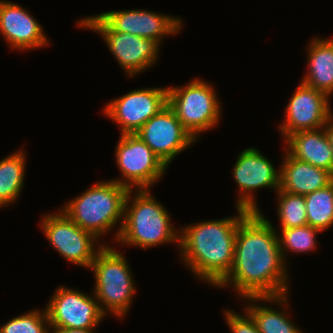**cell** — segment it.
<instances>
[{
  "instance_id": "6da1fadb",
  "label": "cell",
  "mask_w": 333,
  "mask_h": 333,
  "mask_svg": "<svg viewBox=\"0 0 333 333\" xmlns=\"http://www.w3.org/2000/svg\"><path fill=\"white\" fill-rule=\"evenodd\" d=\"M275 227L261 211L249 212L239 222L232 267L216 287L230 284L240 299L288 294V264Z\"/></svg>"
},
{
  "instance_id": "7a4b0ae2",
  "label": "cell",
  "mask_w": 333,
  "mask_h": 333,
  "mask_svg": "<svg viewBox=\"0 0 333 333\" xmlns=\"http://www.w3.org/2000/svg\"><path fill=\"white\" fill-rule=\"evenodd\" d=\"M237 209V216L206 220L179 229V251L183 264L193 275L216 286L230 271L239 222L249 213Z\"/></svg>"
},
{
  "instance_id": "3957f363",
  "label": "cell",
  "mask_w": 333,
  "mask_h": 333,
  "mask_svg": "<svg viewBox=\"0 0 333 333\" xmlns=\"http://www.w3.org/2000/svg\"><path fill=\"white\" fill-rule=\"evenodd\" d=\"M133 190H129L125 200L123 224L116 242L144 250L166 243H177L179 247L180 231L174 228L164 205L149 189Z\"/></svg>"
},
{
  "instance_id": "277c9868",
  "label": "cell",
  "mask_w": 333,
  "mask_h": 333,
  "mask_svg": "<svg viewBox=\"0 0 333 333\" xmlns=\"http://www.w3.org/2000/svg\"><path fill=\"white\" fill-rule=\"evenodd\" d=\"M129 190L113 180H103L67 202L61 211L81 229L94 234L98 239L120 223L114 237L117 240Z\"/></svg>"
},
{
  "instance_id": "5b68a950",
  "label": "cell",
  "mask_w": 333,
  "mask_h": 333,
  "mask_svg": "<svg viewBox=\"0 0 333 333\" xmlns=\"http://www.w3.org/2000/svg\"><path fill=\"white\" fill-rule=\"evenodd\" d=\"M90 269L94 272L93 294L104 314L125 318L136 286L126 257L107 243L97 253Z\"/></svg>"
},
{
  "instance_id": "8992f818",
  "label": "cell",
  "mask_w": 333,
  "mask_h": 333,
  "mask_svg": "<svg viewBox=\"0 0 333 333\" xmlns=\"http://www.w3.org/2000/svg\"><path fill=\"white\" fill-rule=\"evenodd\" d=\"M187 83L168 87L167 104L197 141L200 133L211 130L220 121L222 105L210 82L195 78Z\"/></svg>"
},
{
  "instance_id": "52a82bcc",
  "label": "cell",
  "mask_w": 333,
  "mask_h": 333,
  "mask_svg": "<svg viewBox=\"0 0 333 333\" xmlns=\"http://www.w3.org/2000/svg\"><path fill=\"white\" fill-rule=\"evenodd\" d=\"M77 25L102 36L128 78L148 70L159 58L161 47L156 41L114 31L98 14L81 18Z\"/></svg>"
},
{
  "instance_id": "ba28073f",
  "label": "cell",
  "mask_w": 333,
  "mask_h": 333,
  "mask_svg": "<svg viewBox=\"0 0 333 333\" xmlns=\"http://www.w3.org/2000/svg\"><path fill=\"white\" fill-rule=\"evenodd\" d=\"M58 210L57 213L42 215L40 227L43 234L64 259L74 265L90 269L94 258L105 243H99L94 234L81 229L61 209Z\"/></svg>"
},
{
  "instance_id": "9c48e42d",
  "label": "cell",
  "mask_w": 333,
  "mask_h": 333,
  "mask_svg": "<svg viewBox=\"0 0 333 333\" xmlns=\"http://www.w3.org/2000/svg\"><path fill=\"white\" fill-rule=\"evenodd\" d=\"M119 137L114 154L122 176L111 180L129 189H149L158 183L167 166L136 134Z\"/></svg>"
},
{
  "instance_id": "30bf717a",
  "label": "cell",
  "mask_w": 333,
  "mask_h": 333,
  "mask_svg": "<svg viewBox=\"0 0 333 333\" xmlns=\"http://www.w3.org/2000/svg\"><path fill=\"white\" fill-rule=\"evenodd\" d=\"M50 328L95 329L106 316L95 295L59 286L44 308Z\"/></svg>"
},
{
  "instance_id": "8fae6325",
  "label": "cell",
  "mask_w": 333,
  "mask_h": 333,
  "mask_svg": "<svg viewBox=\"0 0 333 333\" xmlns=\"http://www.w3.org/2000/svg\"><path fill=\"white\" fill-rule=\"evenodd\" d=\"M168 87L135 89L111 99L103 114L119 125L121 135L136 134L141 127L167 105Z\"/></svg>"
},
{
  "instance_id": "7c38bea8",
  "label": "cell",
  "mask_w": 333,
  "mask_h": 333,
  "mask_svg": "<svg viewBox=\"0 0 333 333\" xmlns=\"http://www.w3.org/2000/svg\"><path fill=\"white\" fill-rule=\"evenodd\" d=\"M233 167V178L239 187L236 207L260 212L254 191L261 188H280V168L254 147L241 151Z\"/></svg>"
},
{
  "instance_id": "4fadbf2b",
  "label": "cell",
  "mask_w": 333,
  "mask_h": 333,
  "mask_svg": "<svg viewBox=\"0 0 333 333\" xmlns=\"http://www.w3.org/2000/svg\"><path fill=\"white\" fill-rule=\"evenodd\" d=\"M136 135L167 167L177 155L197 142L168 104L148 120Z\"/></svg>"
},
{
  "instance_id": "5bb4252c",
  "label": "cell",
  "mask_w": 333,
  "mask_h": 333,
  "mask_svg": "<svg viewBox=\"0 0 333 333\" xmlns=\"http://www.w3.org/2000/svg\"><path fill=\"white\" fill-rule=\"evenodd\" d=\"M288 102L284 112L285 120L278 125L283 139L298 131L324 127L333 113L329 97L302 82Z\"/></svg>"
},
{
  "instance_id": "9a60e30c",
  "label": "cell",
  "mask_w": 333,
  "mask_h": 333,
  "mask_svg": "<svg viewBox=\"0 0 333 333\" xmlns=\"http://www.w3.org/2000/svg\"><path fill=\"white\" fill-rule=\"evenodd\" d=\"M98 15L114 31L153 39L159 45L165 36L179 33L183 27L178 17L143 9L106 11Z\"/></svg>"
},
{
  "instance_id": "2e32d148",
  "label": "cell",
  "mask_w": 333,
  "mask_h": 333,
  "mask_svg": "<svg viewBox=\"0 0 333 333\" xmlns=\"http://www.w3.org/2000/svg\"><path fill=\"white\" fill-rule=\"evenodd\" d=\"M24 7L0 0V33L11 49L28 51L49 45V37Z\"/></svg>"
},
{
  "instance_id": "e0dca14e",
  "label": "cell",
  "mask_w": 333,
  "mask_h": 333,
  "mask_svg": "<svg viewBox=\"0 0 333 333\" xmlns=\"http://www.w3.org/2000/svg\"><path fill=\"white\" fill-rule=\"evenodd\" d=\"M283 155V162L279 167L280 190L305 196L333 182V174L326 169L294 158L287 152Z\"/></svg>"
},
{
  "instance_id": "ac0fdd59",
  "label": "cell",
  "mask_w": 333,
  "mask_h": 333,
  "mask_svg": "<svg viewBox=\"0 0 333 333\" xmlns=\"http://www.w3.org/2000/svg\"><path fill=\"white\" fill-rule=\"evenodd\" d=\"M283 141L290 156L333 174V152L324 127L292 133Z\"/></svg>"
},
{
  "instance_id": "d6986e66",
  "label": "cell",
  "mask_w": 333,
  "mask_h": 333,
  "mask_svg": "<svg viewBox=\"0 0 333 333\" xmlns=\"http://www.w3.org/2000/svg\"><path fill=\"white\" fill-rule=\"evenodd\" d=\"M307 46L308 70L301 82L330 98L333 95V39L314 37Z\"/></svg>"
},
{
  "instance_id": "ffe728a7",
  "label": "cell",
  "mask_w": 333,
  "mask_h": 333,
  "mask_svg": "<svg viewBox=\"0 0 333 333\" xmlns=\"http://www.w3.org/2000/svg\"><path fill=\"white\" fill-rule=\"evenodd\" d=\"M288 296V294H285L273 297H246L242 299L249 301L248 306L246 305L244 310L251 315L260 333H302L300 328L288 318ZM261 301L269 305H278L279 308L282 307V311L280 309H278L279 311L274 310L273 307L271 308V306H266L265 304L264 306L258 304Z\"/></svg>"
},
{
  "instance_id": "44dd1931",
  "label": "cell",
  "mask_w": 333,
  "mask_h": 333,
  "mask_svg": "<svg viewBox=\"0 0 333 333\" xmlns=\"http://www.w3.org/2000/svg\"><path fill=\"white\" fill-rule=\"evenodd\" d=\"M25 150L19 149L0 161V208L18 200L26 171Z\"/></svg>"
},
{
  "instance_id": "7402d4cb",
  "label": "cell",
  "mask_w": 333,
  "mask_h": 333,
  "mask_svg": "<svg viewBox=\"0 0 333 333\" xmlns=\"http://www.w3.org/2000/svg\"><path fill=\"white\" fill-rule=\"evenodd\" d=\"M308 225L320 230L333 226V182L325 188L305 195Z\"/></svg>"
},
{
  "instance_id": "603a6c76",
  "label": "cell",
  "mask_w": 333,
  "mask_h": 333,
  "mask_svg": "<svg viewBox=\"0 0 333 333\" xmlns=\"http://www.w3.org/2000/svg\"><path fill=\"white\" fill-rule=\"evenodd\" d=\"M276 212L281 229L308 225L305 196L278 190Z\"/></svg>"
},
{
  "instance_id": "cb8c5ba5",
  "label": "cell",
  "mask_w": 333,
  "mask_h": 333,
  "mask_svg": "<svg viewBox=\"0 0 333 333\" xmlns=\"http://www.w3.org/2000/svg\"><path fill=\"white\" fill-rule=\"evenodd\" d=\"M280 230L282 231L281 233L278 231V238L285 262L287 261V256H285L287 251L298 254L314 251L317 247V234L321 233L320 230L310 225Z\"/></svg>"
},
{
  "instance_id": "d4e9b609",
  "label": "cell",
  "mask_w": 333,
  "mask_h": 333,
  "mask_svg": "<svg viewBox=\"0 0 333 333\" xmlns=\"http://www.w3.org/2000/svg\"><path fill=\"white\" fill-rule=\"evenodd\" d=\"M49 329L46 311L33 309L3 323L0 333H48Z\"/></svg>"
},
{
  "instance_id": "484cf974",
  "label": "cell",
  "mask_w": 333,
  "mask_h": 333,
  "mask_svg": "<svg viewBox=\"0 0 333 333\" xmlns=\"http://www.w3.org/2000/svg\"><path fill=\"white\" fill-rule=\"evenodd\" d=\"M224 317L232 333H260L251 315L244 310V315L231 311L223 310Z\"/></svg>"
},
{
  "instance_id": "4316f807",
  "label": "cell",
  "mask_w": 333,
  "mask_h": 333,
  "mask_svg": "<svg viewBox=\"0 0 333 333\" xmlns=\"http://www.w3.org/2000/svg\"><path fill=\"white\" fill-rule=\"evenodd\" d=\"M324 129L326 130V135L329 139L330 146L333 152V113L328 117Z\"/></svg>"
},
{
  "instance_id": "83f0119b",
  "label": "cell",
  "mask_w": 333,
  "mask_h": 333,
  "mask_svg": "<svg viewBox=\"0 0 333 333\" xmlns=\"http://www.w3.org/2000/svg\"><path fill=\"white\" fill-rule=\"evenodd\" d=\"M95 329H60L61 333H95Z\"/></svg>"
},
{
  "instance_id": "f1b7e54d",
  "label": "cell",
  "mask_w": 333,
  "mask_h": 333,
  "mask_svg": "<svg viewBox=\"0 0 333 333\" xmlns=\"http://www.w3.org/2000/svg\"><path fill=\"white\" fill-rule=\"evenodd\" d=\"M51 330L49 329L48 333H61L59 330H56V329H53V328H51Z\"/></svg>"
}]
</instances>
